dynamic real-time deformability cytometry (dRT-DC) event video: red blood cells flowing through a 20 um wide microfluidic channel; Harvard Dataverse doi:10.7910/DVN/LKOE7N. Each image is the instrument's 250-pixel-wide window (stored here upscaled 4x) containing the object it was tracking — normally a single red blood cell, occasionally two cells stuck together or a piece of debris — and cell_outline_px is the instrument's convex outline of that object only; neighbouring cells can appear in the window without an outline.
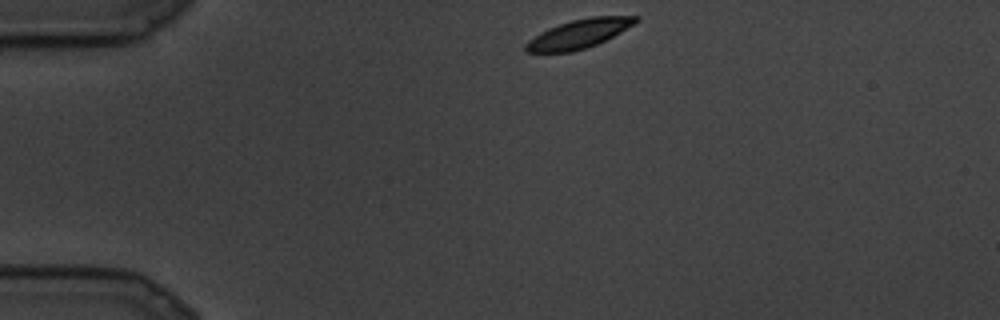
{"species": "common noctule bat (a hibernating species)", "species_latin": "Nyctalus noctula", "temperature_condition": "cold", "stored_images_in_passage": 6, "camera_frame_rate_fps": 3000, "um_per_image_px": 0.085, "animal": {"sex": "male", "body_mass_g": 19.5, "forearm_length_mm": 54.6}, "frame": {"image": 1, "passage_image": 1, "time_ms": 0.0, "image_size_px": [1000, 320], "cell_outline_px": [[640, 20], [620, 32], [596, 44], [572, 52], [524, 52], [524, 44], [528, 40], [540, 32], [548, 28], [572, 20], [592, 16], [640, 16]], "centroid_in_image_um": [49.18, 2.87], "position_along_channel_um": 35.8, "area_um2": 18.32}}
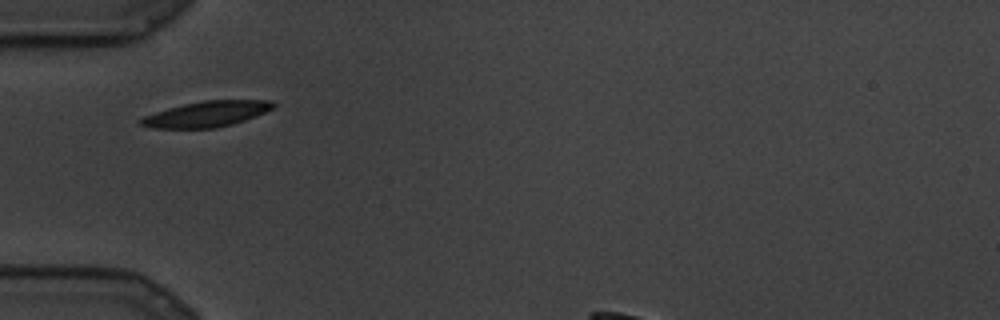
{"frame": {"image": 2, "passage_image": 4, "time_ms": 1.0, "image_size_px": [1000, 320], "cell_outline_px": [[276, 104], [272, 108], [264, 112], [244, 120], [232, 124], [212, 128], [152, 128], [140, 124], [136, 120], [144, 116], [168, 108], [184, 104], [204, 100], [272, 100]], "centroid_in_image_um": [17.53, 9.69], "position_along_channel_um": 67.5, "area_um2": 19.59}}